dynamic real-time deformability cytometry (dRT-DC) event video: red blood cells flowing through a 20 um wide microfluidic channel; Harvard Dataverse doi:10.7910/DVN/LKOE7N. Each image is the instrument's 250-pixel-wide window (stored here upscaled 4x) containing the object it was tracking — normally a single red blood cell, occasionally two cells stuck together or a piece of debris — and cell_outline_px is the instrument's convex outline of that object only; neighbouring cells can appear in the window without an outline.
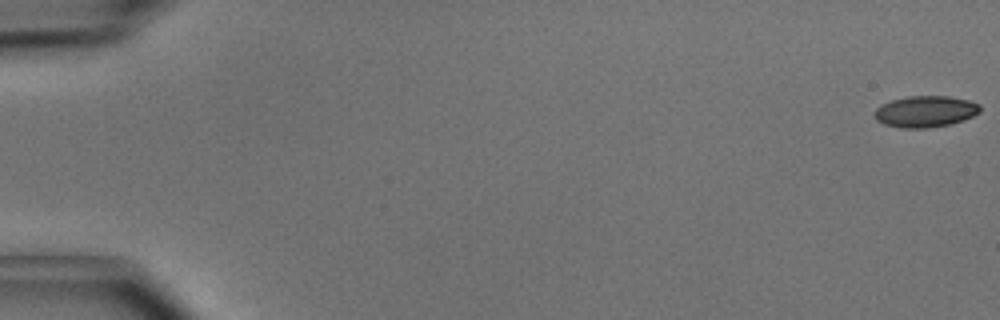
{"species": "common noctule bat (a hibernating species)", "species_latin": "Nyctalus noctula", "temperature_condition": "cold", "stored_images_in_passage": 51, "camera_frame_rate_fps": 3000, "um_per_image_px": 0.085, "animal": {"sex": "male", "body_mass_g": 15.6}, "frame": {"image": 1, "passage_image": 1, "time_ms": 0.0, "image_size_px": [1000, 320], "cell_outline_px": [[980, 112], [964, 120], [948, 124], [928, 128], [900, 128], [884, 124], [876, 120], [876, 108], [880, 104], [892, 100], [908, 96], [948, 96], [968, 100], [980, 104]], "centroid_in_image_um": [78.66, 9.47], "position_along_channel_um": 6.3, "area_um2": 19.25}}
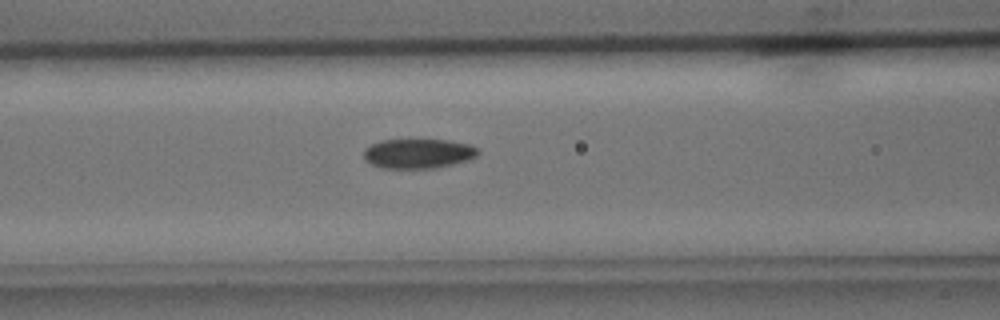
{"frame": {"image": 2, "passage_image": 22, "time_ms": 7.0, "image_size_px": [1000, 320], "cell_outline_px": [[480, 152], [476, 156], [452, 164], [432, 168], [380, 168], [364, 160], [364, 148], [380, 140], [448, 140], [468, 144], [476, 148]], "centroid_in_image_um": [35.49, 13.05], "position_along_channel_um": 131.1, "area_um2": 19.54}}
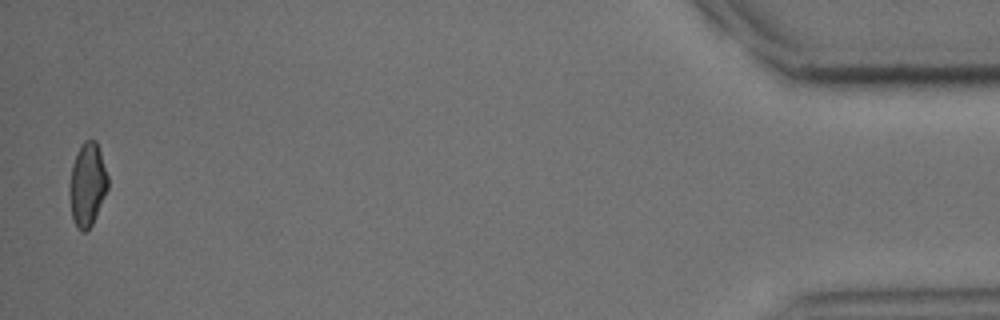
{"frame": {"image": 3, "passage_image": 50, "time_ms": 16.333, "image_size_px": [1000, 320], "cell_outline_px": [[108, 188], [92, 224], [84, 232], [80, 232], [76, 228], [72, 220], [68, 192], [68, 184], [72, 164], [76, 152], [80, 144], [84, 140], [96, 140], [108, 176]], "centroid_in_image_um": [7.39, 15.69], "position_along_channel_um": 427.8, "area_um2": 18.96}, "authors_computed_cell_mechanics": {"area_um2": 19.5942, "velocity_mm_per_s": 4.0663, "shape_relaxation_time_tau1_ms": 3.756, "shape_relaxation_time_tau2_ms": 9.6297, "deformation_change_tau1": 0.1076, "deformation_change_tau2": 0.1215}}